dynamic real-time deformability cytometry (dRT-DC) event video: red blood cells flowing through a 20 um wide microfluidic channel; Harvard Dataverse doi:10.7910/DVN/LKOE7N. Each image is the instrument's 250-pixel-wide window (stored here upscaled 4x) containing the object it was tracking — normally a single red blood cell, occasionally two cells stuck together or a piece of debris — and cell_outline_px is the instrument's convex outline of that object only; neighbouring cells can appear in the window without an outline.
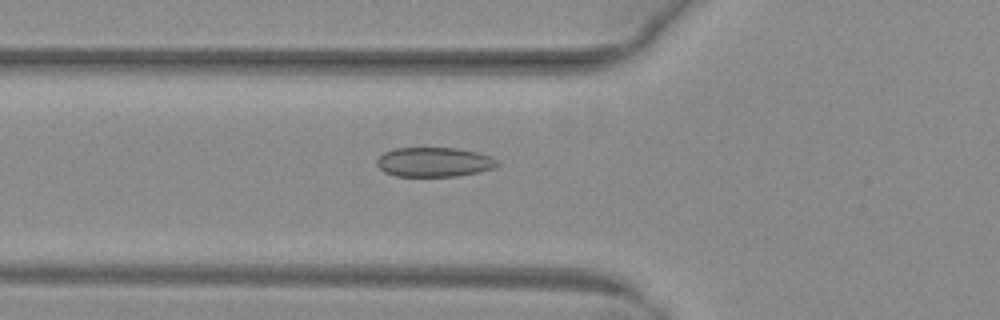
{"species": "common noctule bat (a hibernating species)", "species_latin": "Nyctalus noctula", "temperature_condition": "warm", "stored_images_in_passage": 48, "camera_frame_rate_fps": 3000, "um_per_image_px": 0.085, "animal": {"sex": "female", "body_mass_g": 29.2, "forearm_length_mm": 56.3}, "frame": {"image": 1, "passage_image": 16, "time_ms": 5.0, "image_size_px": [1000, 320], "cell_outline_px": [[500, 164], [492, 168], [476, 172], [456, 176], [396, 176], [384, 172], [376, 164], [376, 160], [384, 152], [396, 148], [456, 148], [476, 152], [492, 156], [500, 160]], "centroid_in_image_um": [36.91, 13.77], "position_along_channel_um": 88.9, "area_um2": 20.69}}
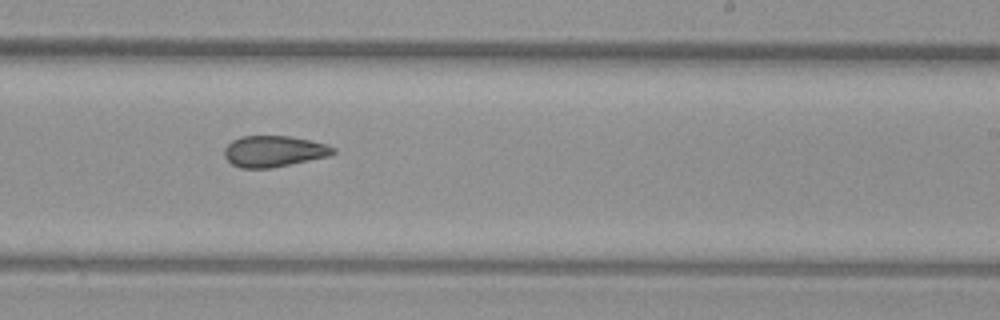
{"frame": {"image": 2, "passage_image": 29, "time_ms": 9.333, "image_size_px": [1000, 320], "cell_outline_px": [[336, 152], [328, 156], [272, 168], [240, 168], [232, 164], [224, 156], [224, 148], [232, 140], [240, 136], [292, 136], [312, 140], [328, 144], [336, 148]], "centroid_in_image_um": [23.29, 12.85], "position_along_channel_um": 265.7, "area_um2": 19.94}}
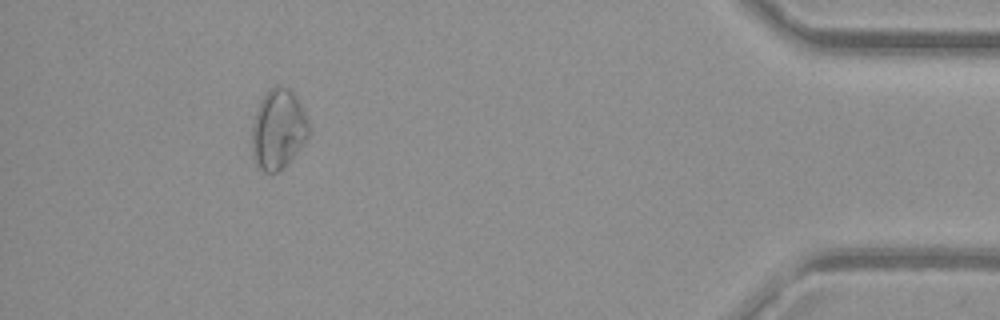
{"frame": {"image": 3, "passage_image": 44, "time_ms": 14.333, "image_size_px": [1000, 320], "cell_outline_px": [[308, 136], [288, 164], [276, 172], [264, 172], [256, 164], [252, 156], [252, 120], [260, 100], [268, 88], [276, 84], [280, 84], [288, 88], [296, 96], [308, 120]], "centroid_in_image_um": [23.61, 10.95], "position_along_channel_um": 411.6, "area_um2": 26.65}, "authors_computed_cell_mechanics": {"area_um2": 21.9351, "velocity_mm_per_s": 4.0756, "shape_relaxation_time_tau1_ms": null, "shape_relaxation_time_tau2_ms": 2.3924, "deformation_change_tau1": null, "deformation_change_tau2": 0.0745}}